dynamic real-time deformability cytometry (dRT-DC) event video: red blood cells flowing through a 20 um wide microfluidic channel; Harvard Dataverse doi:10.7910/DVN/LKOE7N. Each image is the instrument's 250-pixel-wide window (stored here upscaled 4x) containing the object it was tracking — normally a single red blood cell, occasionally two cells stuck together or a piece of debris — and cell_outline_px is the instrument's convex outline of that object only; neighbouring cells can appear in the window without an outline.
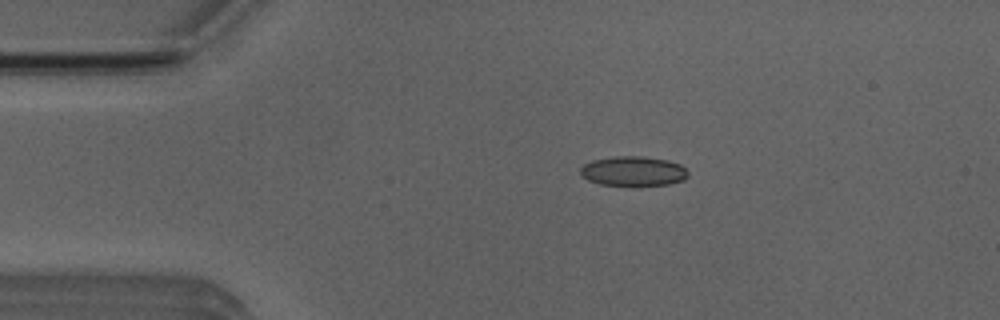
{"species": "Egyptian fruit bat (a non-hibernating species)", "species_latin": "Rousettus aegyptiacus", "temperature_condition": "room temperature", "stored_images_in_passage": 4, "camera_frame_rate_fps": 3000, "um_per_image_px": 0.085, "animal": {"sex": "male"}, "frame": {"image": 1, "passage_image": 3, "time_ms": 2.0, "image_size_px": [1000, 320], "cell_outline_px": [[688, 176], [684, 180], [668, 184], [600, 184], [588, 180], [580, 176], [580, 168], [584, 164], [592, 160], [616, 156], [640, 156], [668, 160], [680, 164], [688, 172]], "centroid_in_image_um": [53.81, 14.52], "position_along_channel_um": 31.2, "area_um2": 18.32}}